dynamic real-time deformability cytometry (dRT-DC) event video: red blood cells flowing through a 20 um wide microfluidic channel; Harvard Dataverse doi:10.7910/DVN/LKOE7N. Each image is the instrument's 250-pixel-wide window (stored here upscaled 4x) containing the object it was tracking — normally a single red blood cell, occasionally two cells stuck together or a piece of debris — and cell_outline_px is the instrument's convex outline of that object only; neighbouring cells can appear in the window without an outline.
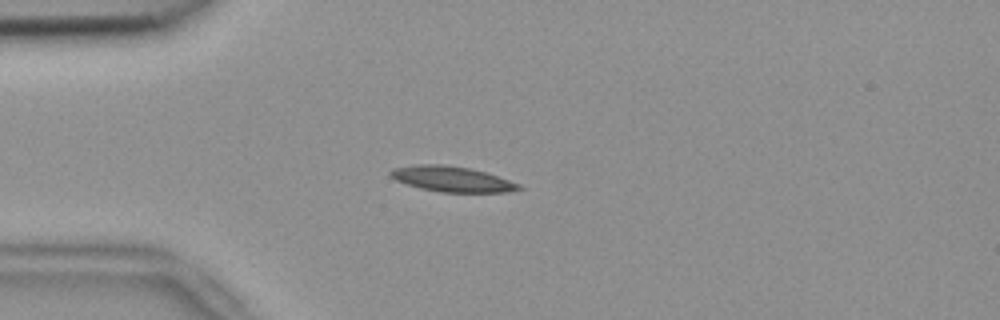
{"species": "common noctule bat (a hibernating species)", "species_latin": "Nyctalus noctula", "temperature_condition": "room temperature", "stored_images_in_passage": 46, "camera_frame_rate_fps": 3000, "um_per_image_px": 0.085, "animal": {"sex": "female", "body_mass_g": 18.4}, "frame": {"image": 1, "passage_image": 14, "time_ms": 4.333, "image_size_px": [1000, 320], "cell_outline_px": [[524, 188], [508, 192], [440, 192], [420, 188], [396, 180], [388, 176], [388, 172], [392, 168], [416, 164], [444, 164], [468, 168], [484, 172], [520, 184]], "centroid_in_image_um": [38.36, 15.21], "position_along_channel_um": 46.6, "area_um2": 18.96}}
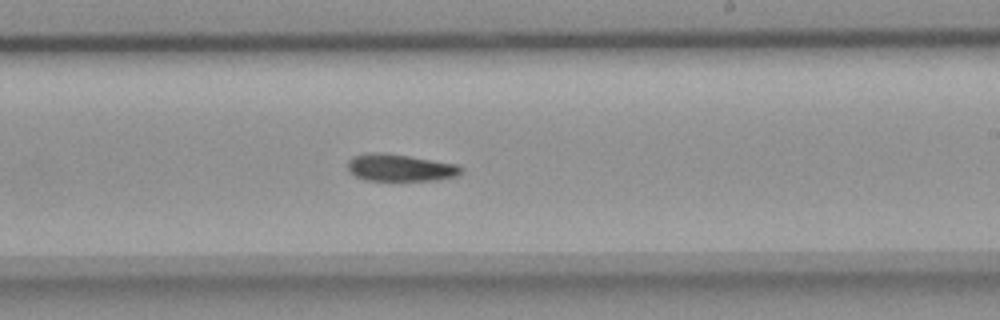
{"frame": {"image": 2, "passage_image": 32, "time_ms": 10.333, "image_size_px": [1000, 320], "cell_outline_px": [[464, 172], [456, 176], [436, 180], [364, 180], [348, 172], [348, 160], [352, 156], [376, 152], [408, 156], [460, 164], [464, 168]], "centroid_in_image_um": [34.05, 14.26], "position_along_channel_um": 254.9, "area_um2": 17.98}}
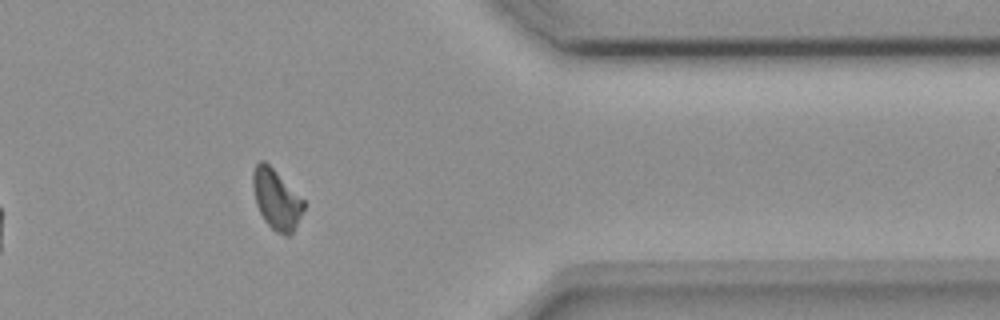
{"frame": {"image": 3, "passage_image": 44, "time_ms": 14.333, "image_size_px": [1000, 320], "cell_outline_px": [[304, 208], [292, 232], [288, 236], [284, 236], [276, 232], [264, 220], [256, 204], [252, 184], [252, 172], [256, 164], [260, 160], [264, 160], [304, 200]], "centroid_in_image_um": [23.46, 16.94], "position_along_channel_um": 387.9, "area_um2": 17.46}, "authors_computed_cell_mechanics": {"area_um2": 18.3515, "velocity_mm_per_s": 3.7654, "shape_relaxation_time_tau1_ms": 7.4157, "shape_relaxation_time_tau2_ms": null, "deformation_change_tau1": 0.1561, "deformation_change_tau2": null}}